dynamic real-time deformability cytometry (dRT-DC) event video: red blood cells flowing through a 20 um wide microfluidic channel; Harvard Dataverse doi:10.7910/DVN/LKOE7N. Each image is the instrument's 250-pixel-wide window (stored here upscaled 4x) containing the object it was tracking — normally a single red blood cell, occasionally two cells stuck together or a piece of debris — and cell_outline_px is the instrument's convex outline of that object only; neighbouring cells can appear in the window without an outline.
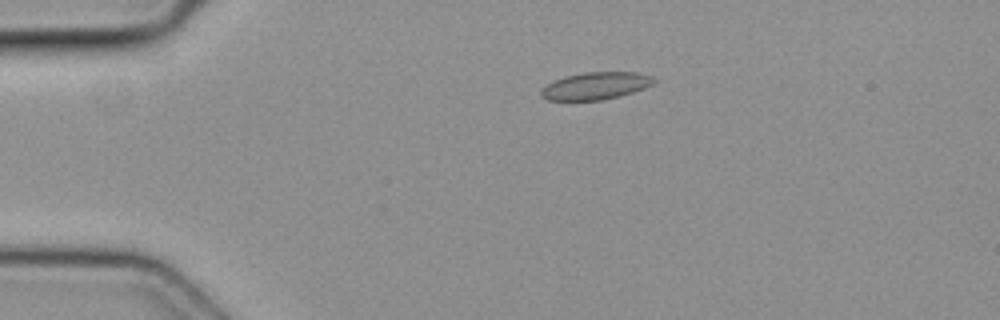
{"species": "common noctule bat (a hibernating species)", "species_latin": "Nyctalus noctula", "temperature_condition": "cold", "stored_images_in_passage": 5, "camera_frame_rate_fps": 3000, "um_per_image_px": 0.085, "animal": {"sex": "female", "body_mass_g": 19.3, "forearm_length_mm": 54.1}, "frame": {"image": 1, "passage_image": 4, "time_ms": 1.0, "image_size_px": [1000, 320], "cell_outline_px": [[656, 80], [652, 84], [644, 88], [620, 96], [600, 100], [548, 100], [540, 96], [540, 88], [552, 80], [564, 76], [584, 72], [636, 72], [652, 76]], "centroid_in_image_um": [50.57, 7.29], "position_along_channel_um": 34.4, "area_um2": 18.09}}